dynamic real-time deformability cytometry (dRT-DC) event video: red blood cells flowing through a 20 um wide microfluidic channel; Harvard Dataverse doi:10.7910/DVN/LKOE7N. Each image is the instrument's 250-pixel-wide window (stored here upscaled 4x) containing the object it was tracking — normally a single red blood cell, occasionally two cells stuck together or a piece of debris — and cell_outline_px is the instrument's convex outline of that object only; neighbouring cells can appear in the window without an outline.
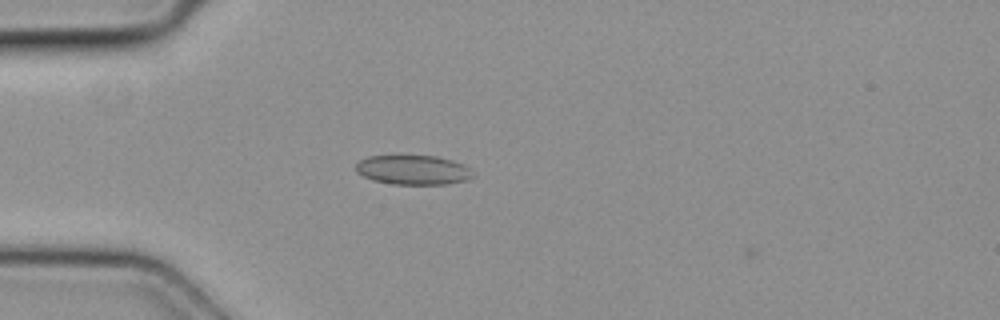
{"species": "common noctule bat (a hibernating species)", "species_latin": "Nyctalus noctula", "temperature_condition": "cold", "stored_images_in_passage": 5, "camera_frame_rate_fps": 3000, "um_per_image_px": 0.085, "animal": {"sex": "female", "body_mass_g": 19.3, "forearm_length_mm": 54.1}, "frame": {"image": 1, "passage_image": 4, "time_ms": 1.0, "image_size_px": [1000, 320], "cell_outline_px": [[476, 176], [468, 180], [448, 184], [392, 184], [372, 180], [356, 172], [356, 164], [360, 160], [368, 156], [436, 156], [452, 160], [464, 164]], "centroid_in_image_um": [35.14, 14.45], "position_along_channel_um": 49.9, "area_um2": 20.17}}